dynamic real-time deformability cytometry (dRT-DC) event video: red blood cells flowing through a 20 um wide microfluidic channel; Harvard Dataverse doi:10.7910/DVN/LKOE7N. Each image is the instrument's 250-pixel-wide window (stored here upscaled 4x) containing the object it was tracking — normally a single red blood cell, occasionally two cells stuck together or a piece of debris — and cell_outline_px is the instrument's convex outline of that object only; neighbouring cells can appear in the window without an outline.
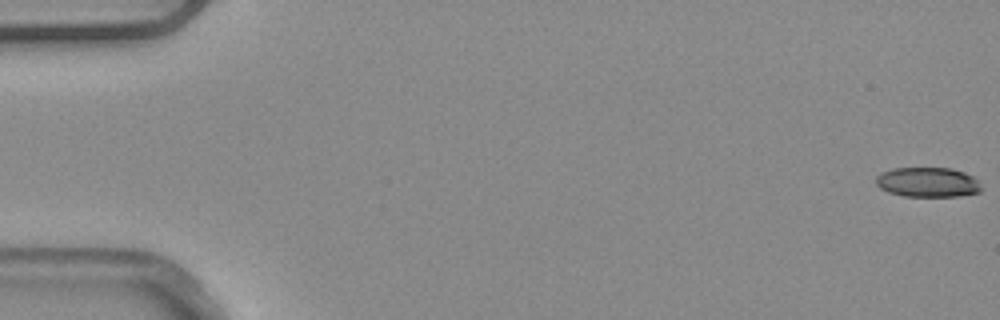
{"species": "common noctule bat (a hibernating species)", "species_latin": "Nyctalus noctula", "temperature_condition": "warm", "stored_images_in_passage": 7, "camera_frame_rate_fps": 3000, "um_per_image_px": 0.085, "animal": {"sex": "male", "body_mass_g": 20.4}, "frame": {"image": 1, "passage_image": 1, "time_ms": 0.0, "image_size_px": [1000, 320], "cell_outline_px": [[984, 188], [980, 192], [960, 196], [904, 196], [888, 192], [880, 188], [876, 184], [876, 176], [880, 172], [892, 168], [952, 168], [964, 172], [972, 176]], "centroid_in_image_um": [78.85, 15.48], "position_along_channel_um": 6.1, "area_um2": 18.44}}
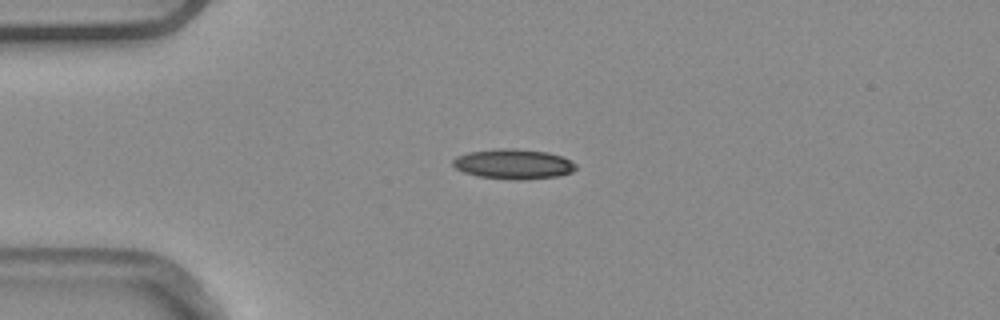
{"frame": {"image": 2, "passage_image": 4, "time_ms": 1.0, "image_size_px": [1000, 320], "cell_outline_px": [[576, 168], [572, 172], [560, 176], [520, 180], [512, 180], [476, 176], [464, 172], [456, 168], [452, 164], [452, 160], [456, 156], [468, 152], [500, 148], [516, 148], [548, 152], [560, 156], [576, 164]], "centroid_in_image_um": [43.62, 13.94], "position_along_channel_um": 41.4, "area_um2": 21.62}}